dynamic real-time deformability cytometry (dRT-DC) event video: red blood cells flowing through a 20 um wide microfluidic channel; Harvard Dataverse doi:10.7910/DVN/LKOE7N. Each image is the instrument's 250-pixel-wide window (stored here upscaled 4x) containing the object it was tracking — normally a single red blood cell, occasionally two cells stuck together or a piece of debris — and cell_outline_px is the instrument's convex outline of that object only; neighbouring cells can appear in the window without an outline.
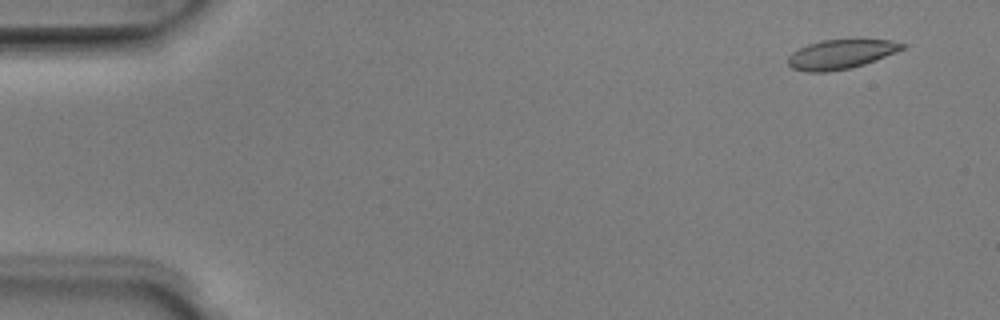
{"species": "Egyptian fruit bat (a non-hibernating species)", "species_latin": "Rousettus aegyptiacus", "temperature_condition": "room temperature", "stored_images_in_passage": 48, "camera_frame_rate_fps": 3000, "um_per_image_px": 0.085, "animal": {"sex": "male"}, "frame": {"image": 1, "passage_image": 1, "time_ms": 0.0, "image_size_px": [1000, 320], "cell_outline_px": [[908, 48], [876, 60], [852, 68], [828, 72], [804, 72], [792, 68], [788, 64], [788, 56], [792, 52], [808, 44], [820, 40], [892, 40], [908, 44]], "centroid_in_image_um": [71.51, 4.62], "position_along_channel_um": 13.5, "area_um2": 19.77}}
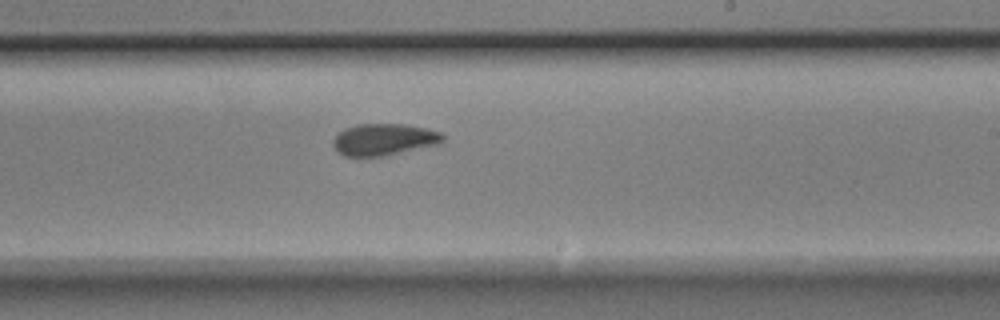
{"frame": {"image": 2, "passage_image": 28, "time_ms": 9.0, "image_size_px": [1000, 320], "cell_outline_px": [[444, 140], [440, 144], [384, 156], [344, 156], [336, 152], [332, 144], [332, 140], [344, 128], [356, 124], [404, 124], [424, 128], [440, 132], [444, 136]], "centroid_in_image_um": [32.61, 11.86], "position_along_channel_um": 256.4, "area_um2": 20.4}}
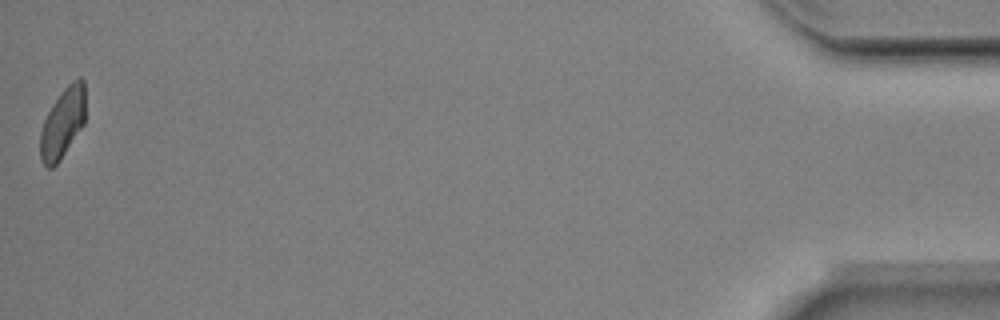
{"frame": {"image": 3, "passage_image": 48, "time_ms": 15.667, "image_size_px": [1000, 320], "cell_outline_px": [[84, 124], [60, 160], [52, 168], [48, 168], [40, 160], [40, 132], [44, 120], [52, 104], [60, 92], [72, 80], [80, 76], [84, 80]], "centroid_in_image_um": [5.31, 10.44], "position_along_channel_um": 429.9, "area_um2": 18.44}, "authors_computed_cell_mechanics": {"area_um2": 20.23, "velocity_mm_per_s": 4.0224, "shape_relaxation_time_tau1_ms": 6.4823, "shape_relaxation_time_tau2_ms": 2.0196, "deformation_change_tau1": 0.1442, "deformation_change_tau2": 0.0403}}